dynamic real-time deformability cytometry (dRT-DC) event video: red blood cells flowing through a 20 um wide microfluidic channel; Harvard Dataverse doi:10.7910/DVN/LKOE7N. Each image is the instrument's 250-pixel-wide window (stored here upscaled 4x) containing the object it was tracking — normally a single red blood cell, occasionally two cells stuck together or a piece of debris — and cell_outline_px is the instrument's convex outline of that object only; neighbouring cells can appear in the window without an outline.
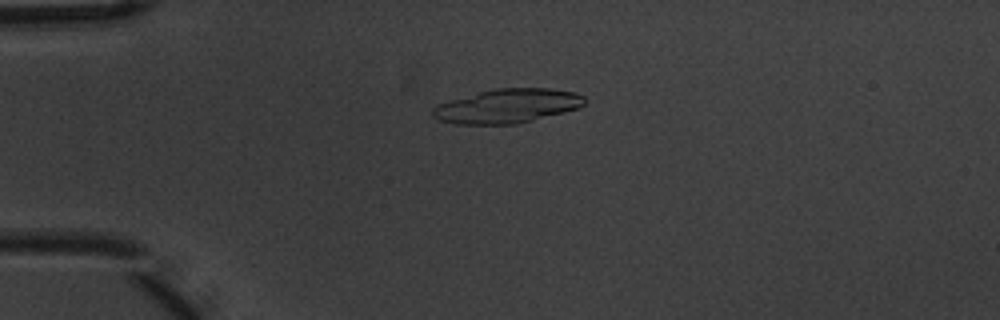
{"species": "common noctule bat (a hibernating species)", "species_latin": "Nyctalus noctula", "temperature_condition": "warm", "stored_images_in_passage": 6, "camera_frame_rate_fps": 3000, "um_per_image_px": 0.085, "animal": {"sex": "male", "body_mass_g": 20.1, "forearm_length_mm": 53.5}, "frame": {"image": 1, "passage_image": 2, "time_ms": 0.333, "image_size_px": [1000, 320], "cell_outline_px": [[584, 104], [580, 108], [516, 124], [456, 124], [440, 120], [432, 116], [432, 108], [436, 104], [480, 92], [496, 88], [548, 88], [576, 92], [584, 96]], "centroid_in_image_um": [43.13, 9.01], "position_along_channel_um": 41.9, "area_um2": 30.06}}